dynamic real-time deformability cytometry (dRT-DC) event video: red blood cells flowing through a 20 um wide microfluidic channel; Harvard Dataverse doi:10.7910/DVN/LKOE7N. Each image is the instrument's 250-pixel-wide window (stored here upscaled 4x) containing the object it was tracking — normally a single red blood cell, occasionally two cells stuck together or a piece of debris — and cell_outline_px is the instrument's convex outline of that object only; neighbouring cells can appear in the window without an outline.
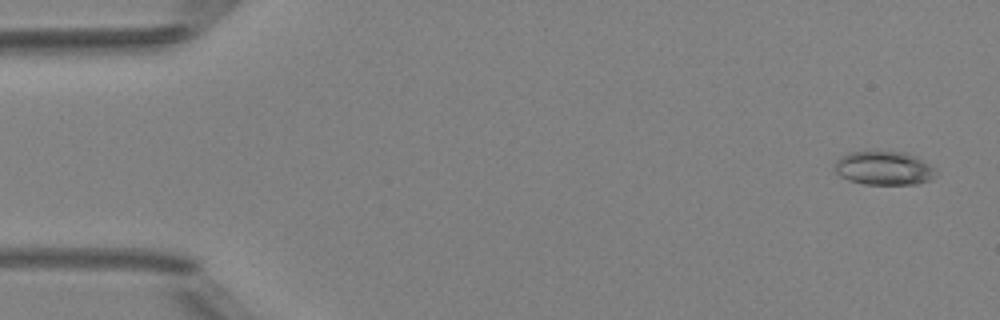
{"species": "Egyptian fruit bat (a non-hibernating species)", "species_latin": "Rousettus aegyptiacus", "temperature_condition": "room temperature", "stored_images_in_passage": 8, "camera_frame_rate_fps": 3000, "um_per_image_px": 0.085, "animal": {"sex": "female"}, "frame": {"image": 1, "passage_image": 1, "time_ms": 0.0, "image_size_px": [1000, 320], "cell_outline_px": [[936, 176], [928, 180], [916, 184], [864, 184], [848, 180], [840, 176], [836, 172], [836, 160], [840, 156], [848, 152], [872, 148], [880, 148], [904, 152], [916, 156], [932, 168], [936, 172]], "centroid_in_image_um": [75.07, 14.23], "position_along_channel_um": 9.9, "area_um2": 20.52}}
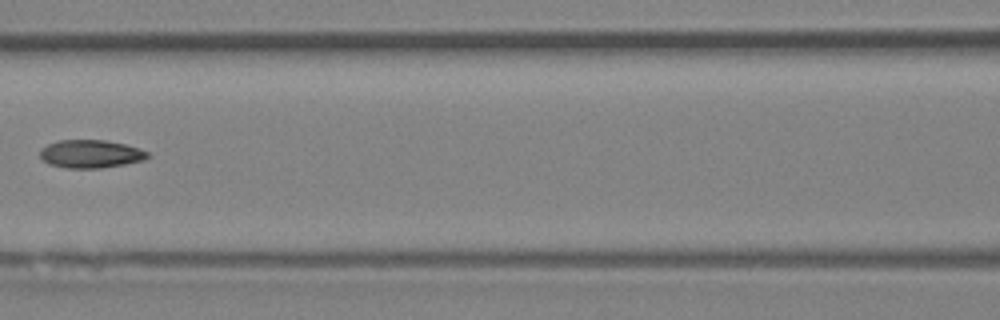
{"frame": {"image": 2, "passage_image": 7, "time_ms": 7.0, "image_size_px": [1000, 320], "cell_outline_px": [[152, 156], [144, 160], [124, 164], [100, 168], [68, 168], [48, 164], [40, 156], [40, 148], [48, 144], [60, 140], [104, 140], [124, 144], [140, 148], [148, 152]], "centroid_in_image_um": [7.72, 13.08], "position_along_channel_um": 158.9, "area_um2": 17.63}}
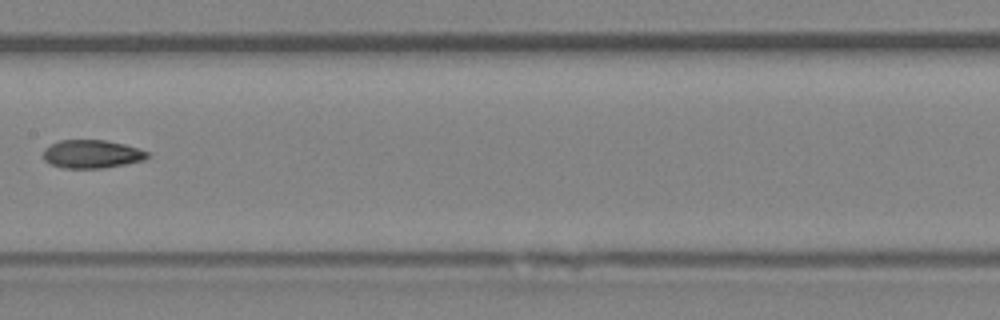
{"frame": {"image": 3, "passage_image": 8, "time_ms": 8.0, "image_size_px": [1000, 320], "cell_outline_px": [[148, 156], [144, 160], [104, 168], [64, 168], [48, 164], [44, 160], [44, 148], [60, 140], [104, 140], [124, 144], [148, 152]], "centroid_in_image_um": [7.77, 13.1], "position_along_channel_um": 199.6, "area_um2": 17.05}}